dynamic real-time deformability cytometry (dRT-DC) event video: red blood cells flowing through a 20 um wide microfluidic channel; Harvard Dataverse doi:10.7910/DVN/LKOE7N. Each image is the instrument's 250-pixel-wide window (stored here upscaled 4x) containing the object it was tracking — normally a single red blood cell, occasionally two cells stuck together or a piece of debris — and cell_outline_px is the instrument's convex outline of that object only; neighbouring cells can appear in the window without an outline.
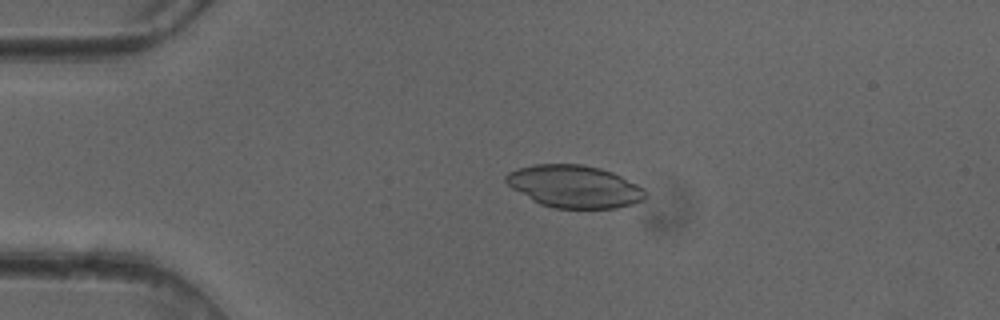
{"species": "common noctule bat (a hibernating species)", "species_latin": "Nyctalus noctula", "temperature_condition": "cold", "stored_images_in_passage": 50, "camera_frame_rate_fps": 3000, "um_per_image_px": 0.085, "animal": {"sex": "female"}, "frame": {"image": 1, "passage_image": 11, "time_ms": 3.333, "image_size_px": [1000, 320], "cell_outline_px": [[648, 196], [644, 200], [632, 204], [616, 208], [556, 208], [540, 204], [532, 200], [512, 188], [504, 180], [504, 176], [508, 172], [520, 168], [536, 164], [580, 164], [600, 168], [612, 172], [644, 188], [648, 192]], "centroid_in_image_um": [48.84, 15.85], "position_along_channel_um": 36.2, "area_um2": 34.45}}
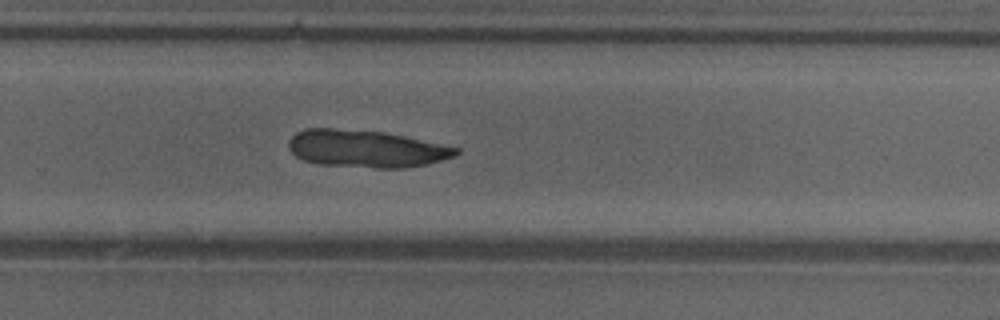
{"frame": {"image": 2, "passage_image": 33, "time_ms": 10.667, "image_size_px": [1000, 320], "cell_outline_px": [[460, 152], [456, 156], [428, 164], [404, 168], [376, 168], [320, 164], [304, 160], [296, 156], [288, 148], [288, 140], [296, 132], [304, 128], [332, 128], [388, 132], [460, 148]], "centroid_in_image_um": [31.13, 12.63], "position_along_channel_um": 298.7, "area_um2": 36.7}}
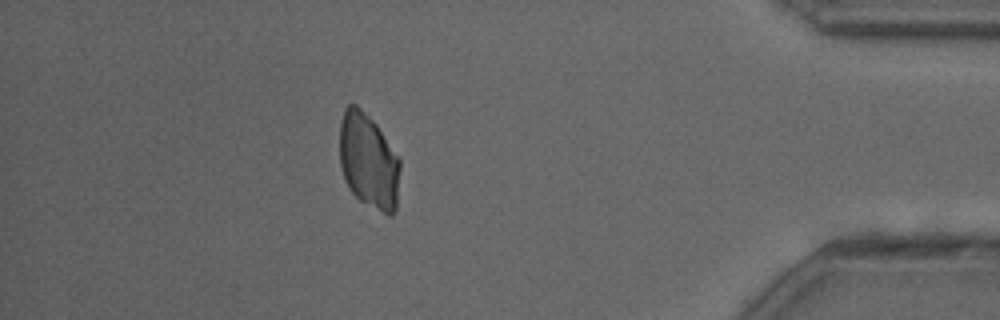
{"frame": {"image": 3, "passage_image": 44, "time_ms": 14.333, "image_size_px": [1000, 320], "cell_outline_px": [[400, 168], [396, 208], [392, 216], [388, 216], [360, 200], [348, 188], [340, 168], [340, 124], [344, 108], [348, 104], [356, 104], [376, 124], [400, 156]], "centroid_in_image_um": [31.33, 13.69], "position_along_channel_um": 403.9, "area_um2": 33.81}}